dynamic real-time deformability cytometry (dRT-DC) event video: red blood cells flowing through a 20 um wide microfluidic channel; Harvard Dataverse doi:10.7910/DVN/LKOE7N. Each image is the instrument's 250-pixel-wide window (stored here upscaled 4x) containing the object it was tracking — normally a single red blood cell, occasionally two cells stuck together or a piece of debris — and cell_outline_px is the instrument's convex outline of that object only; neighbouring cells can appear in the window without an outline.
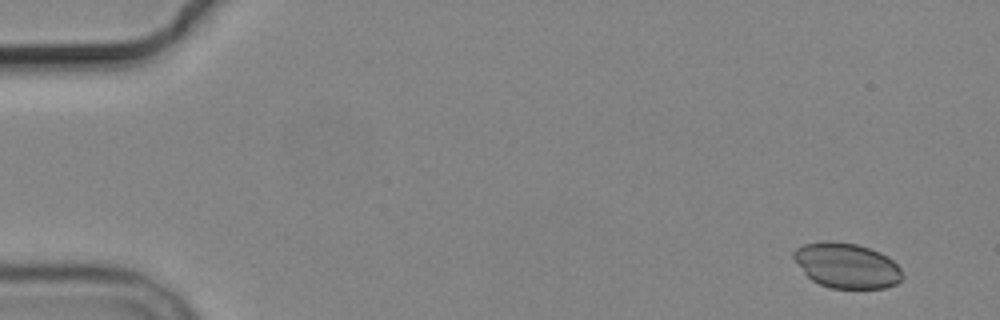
{"species": "common noctule bat (a hibernating species)", "species_latin": "Nyctalus noctula", "temperature_condition": "cold", "stored_images_in_passage": 6, "segment_of_instrument_passage": [1, 2], "camera_frame_rate_fps": 3000, "um_per_image_px": 0.085, "animal": {"sex": "male", "body_mass_g": 19.2, "forearm_length_mm": 51.8}, "frame": {"image": 1, "passage_image": 1, "time_ms": 0.0, "image_size_px": [1000, 320], "cell_outline_px": [[904, 276], [896, 284], [884, 288], [832, 288], [820, 284], [812, 280], [804, 272], [792, 256], [792, 252], [796, 248], [804, 244], [828, 240], [856, 244], [880, 252], [892, 260], [900, 268]], "centroid_in_image_um": [71.97, 22.57], "position_along_channel_um": 13.0, "area_um2": 28.44}}